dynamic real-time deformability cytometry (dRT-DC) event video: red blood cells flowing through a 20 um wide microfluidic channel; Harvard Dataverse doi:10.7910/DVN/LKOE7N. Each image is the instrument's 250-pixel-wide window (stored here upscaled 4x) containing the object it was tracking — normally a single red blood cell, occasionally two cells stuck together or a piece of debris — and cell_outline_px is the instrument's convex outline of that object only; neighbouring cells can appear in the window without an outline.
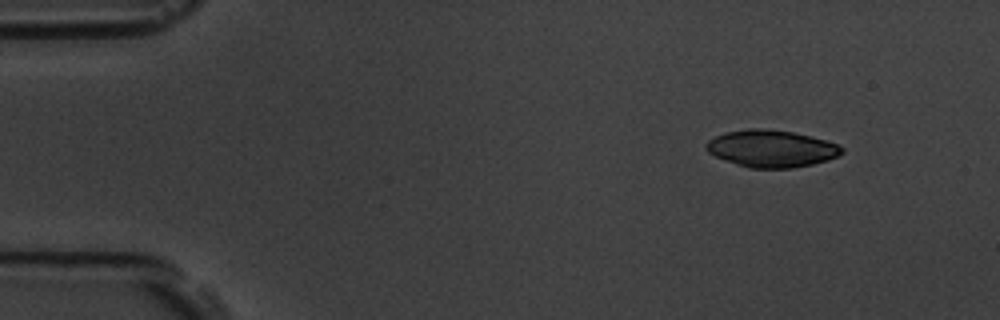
{"species": "common noctule bat (a hibernating species)", "species_latin": "Nyctalus noctula", "temperature_condition": "room temperature", "stored_images_in_passage": 5, "camera_frame_rate_fps": 3000, "um_per_image_px": 0.085, "animal": {"sex": "male", "body_mass_g": 19.5, "forearm_length_mm": 54.6}, "frame": {"image": 1, "passage_image": 2, "time_ms": 1.333, "image_size_px": [1000, 320], "cell_outline_px": [[844, 152], [828, 160], [812, 164], [792, 168], [748, 168], [736, 164], [716, 156], [708, 152], [704, 148], [704, 144], [708, 140], [724, 132], [748, 128], [760, 128], [792, 132], [812, 136], [828, 140], [844, 148]], "centroid_in_image_um": [65.56, 12.62], "position_along_channel_um": 19.4, "area_um2": 29.42}}